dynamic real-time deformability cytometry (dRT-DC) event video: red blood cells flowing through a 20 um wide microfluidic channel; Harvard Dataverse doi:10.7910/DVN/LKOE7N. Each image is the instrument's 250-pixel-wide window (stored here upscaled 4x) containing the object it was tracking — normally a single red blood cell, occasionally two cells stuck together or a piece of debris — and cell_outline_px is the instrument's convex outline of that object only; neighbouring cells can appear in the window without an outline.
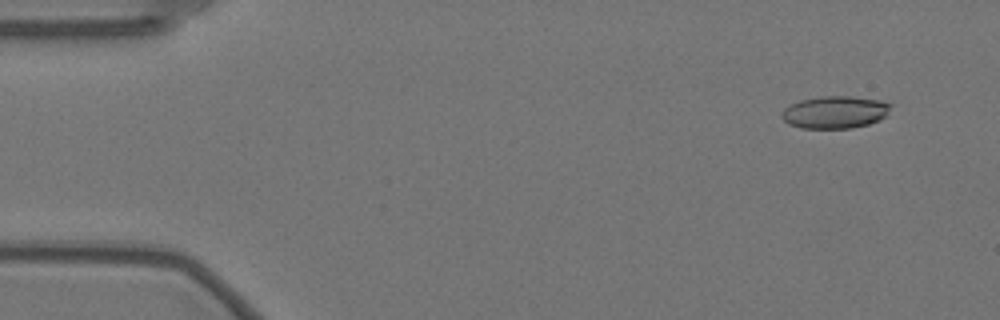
{"species": "Egyptian fruit bat (a non-hibernating species)", "species_latin": "Rousettus aegyptiacus", "temperature_condition": "warm", "stored_images_in_passage": 55, "camera_frame_rate_fps": 3000, "um_per_image_px": 0.085, "animal": {"sex": "female"}, "frame": {"image": 1, "passage_image": 2, "time_ms": 0.333, "image_size_px": [1000, 320], "cell_outline_px": [[892, 104], [888, 116], [880, 120], [868, 124], [852, 128], [800, 128], [788, 124], [780, 116], [784, 108], [800, 100], [820, 96], [848, 96], [880, 100]], "centroid_in_image_um": [70.99, 9.54], "position_along_channel_um": 14.0, "area_um2": 20.75}}
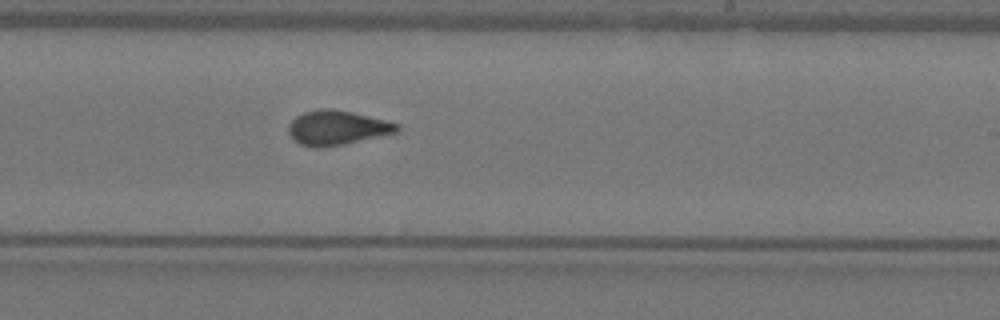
{"frame": {"image": 2, "passage_image": 32, "time_ms": 10.333, "image_size_px": [1000, 320], "cell_outline_px": [[400, 128], [396, 132], [344, 144], [324, 148], [312, 148], [300, 144], [288, 132], [288, 124], [296, 116], [304, 112], [320, 108], [332, 108], [352, 112], [400, 124]], "centroid_in_image_um": [28.61, 10.86], "position_along_channel_um": 260.4, "area_um2": 21.73}}
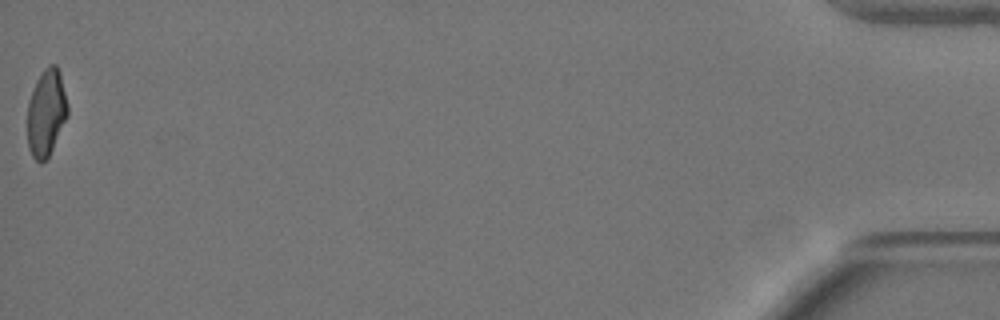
{"frame": {"image": 3, "passage_image": 55, "time_ms": 18.0, "image_size_px": [1000, 320], "cell_outline_px": [[68, 116], [48, 156], [40, 164], [32, 156], [28, 148], [28, 100], [36, 80], [44, 68], [48, 64], [56, 64], [60, 72], [68, 104]], "centroid_in_image_um": [3.94, 9.55], "position_along_channel_um": 431.3, "area_um2": 20.4}, "authors_computed_cell_mechanics": {"area_um2": 21.3282, "velocity_mm_per_s": 3.5449, "shape_relaxation_time_tau1_ms": 8.2053, "shape_relaxation_time_tau2_ms": 0.8249, "deformation_change_tau1": 0.2062, "deformation_change_tau2": 0.0585}}